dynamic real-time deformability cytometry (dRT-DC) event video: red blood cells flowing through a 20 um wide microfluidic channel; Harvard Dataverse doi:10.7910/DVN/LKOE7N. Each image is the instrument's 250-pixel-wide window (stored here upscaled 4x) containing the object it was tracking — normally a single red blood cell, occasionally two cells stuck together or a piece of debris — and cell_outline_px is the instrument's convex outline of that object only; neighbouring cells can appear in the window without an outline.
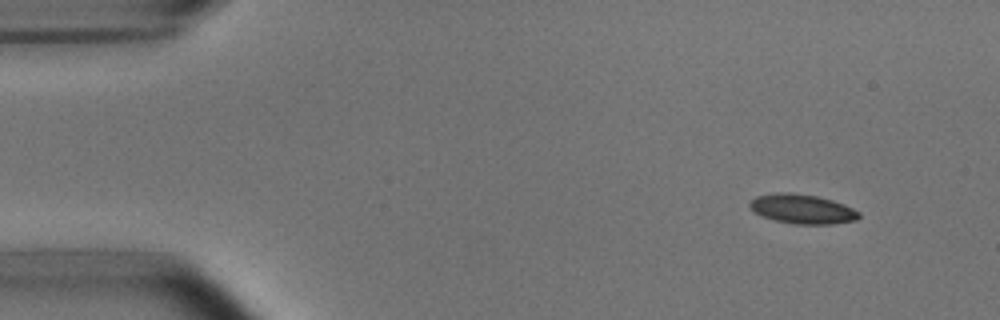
{"species": "common noctule bat (a hibernating species)", "species_latin": "Nyctalus noctula", "temperature_condition": "room temperature", "stored_images_in_passage": 4, "camera_frame_rate_fps": 3000, "um_per_image_px": 0.085, "animal": {"sex": "male", "body_mass_g": 15.6}, "frame": {"image": 1, "passage_image": 1, "time_ms": 0.0, "image_size_px": [1000, 320], "cell_outline_px": [[860, 216], [856, 220], [832, 224], [796, 224], [776, 220], [760, 216], [748, 204], [756, 196], [776, 192], [792, 192], [816, 196], [832, 200], [844, 204], [860, 212]], "centroid_in_image_um": [68.2, 17.76], "position_along_channel_um": 16.8, "area_um2": 18.67}}